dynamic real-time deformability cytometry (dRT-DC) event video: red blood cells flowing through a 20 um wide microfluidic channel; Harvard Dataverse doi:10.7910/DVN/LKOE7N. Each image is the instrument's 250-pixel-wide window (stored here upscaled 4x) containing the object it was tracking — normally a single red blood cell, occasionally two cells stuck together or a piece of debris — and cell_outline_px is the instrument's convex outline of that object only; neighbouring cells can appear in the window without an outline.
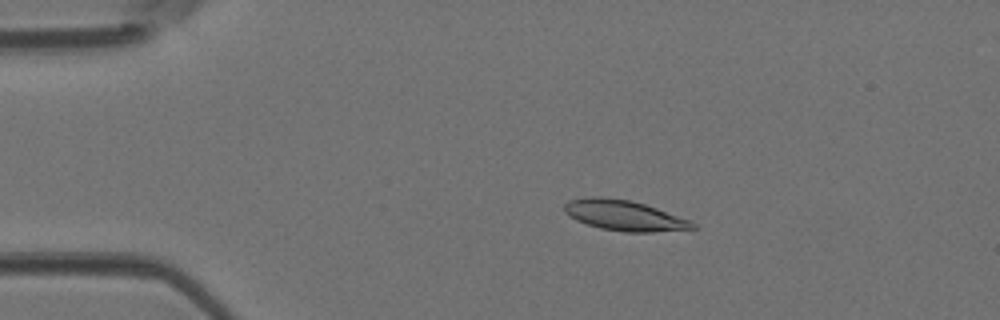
{"species": "Egyptian fruit bat (a non-hibernating species)", "species_latin": "Rousettus aegyptiacus", "temperature_condition": "room temperature", "stored_images_in_passage": 39, "camera_frame_rate_fps": 3000, "um_per_image_px": 0.085, "animal": {"sex": "female"}, "frame": {"image": 1, "passage_image": 1, "time_ms": 0.0, "image_size_px": [1000, 320], "cell_outline_px": [[696, 228], [652, 232], [624, 232], [600, 228], [576, 220], [568, 216], [564, 212], [564, 204], [568, 200], [592, 196], [604, 196], [628, 200], [644, 204], [656, 208], [688, 220], [696, 224]], "centroid_in_image_um": [52.99, 18.3], "position_along_channel_um": 32.0, "area_um2": 22.54}}
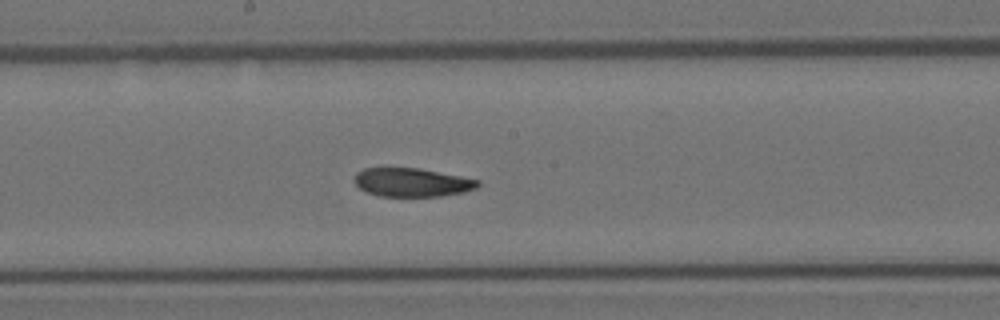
{"frame": {"image": 2, "passage_image": 17, "time_ms": 5.333, "image_size_px": [1000, 320], "cell_outline_px": [[480, 184], [476, 188], [464, 192], [440, 196], [380, 196], [368, 192], [360, 188], [352, 180], [356, 172], [364, 168], [420, 168], [480, 180]], "centroid_in_image_um": [35.01, 15.49], "position_along_channel_um": 213.2, "area_um2": 20.58}}
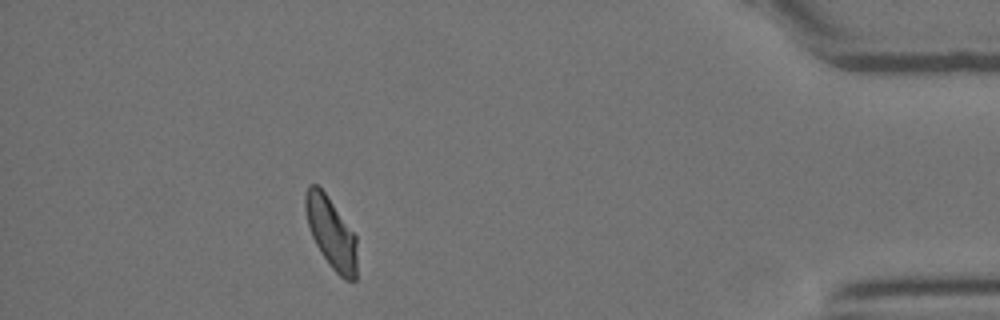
{"frame": {"image": 3, "passage_image": 34, "time_ms": 11.0, "image_size_px": [1000, 320], "cell_outline_px": [[356, 280], [344, 280], [328, 264], [320, 252], [312, 236], [308, 224], [304, 208], [304, 196], [308, 184], [316, 184], [324, 192], [356, 236]], "centroid_in_image_um": [28.12, 19.79], "position_along_channel_um": 407.1, "area_um2": 21.15}}